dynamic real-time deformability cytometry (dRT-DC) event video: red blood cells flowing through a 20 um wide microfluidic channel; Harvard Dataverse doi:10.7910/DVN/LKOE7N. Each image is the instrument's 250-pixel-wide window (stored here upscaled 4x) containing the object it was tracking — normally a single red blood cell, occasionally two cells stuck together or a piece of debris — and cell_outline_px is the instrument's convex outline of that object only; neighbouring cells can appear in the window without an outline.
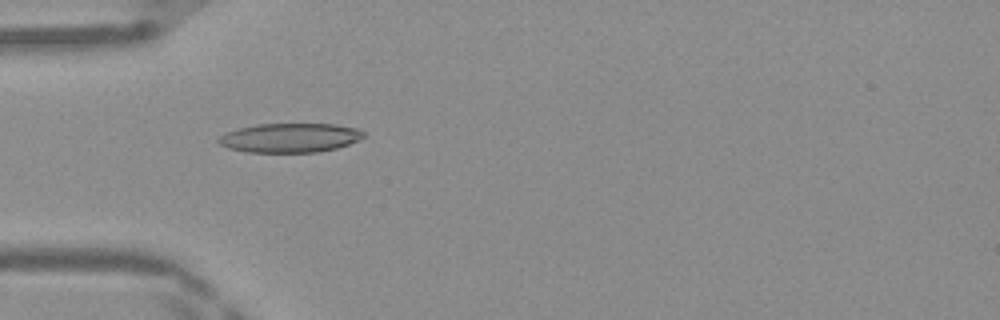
{"species": "Egyptian fruit bat (a non-hibernating species)", "species_latin": "Rousettus aegyptiacus", "temperature_condition": "warm", "stored_images_in_passage": 48, "camera_frame_rate_fps": 3000, "um_per_image_px": 0.085, "frame": {"image": 1, "passage_image": 15, "time_ms": 4.667, "image_size_px": [1000, 320], "cell_outline_px": [[364, 136], [348, 144], [336, 148], [316, 152], [248, 152], [228, 148], [220, 144], [216, 140], [220, 136], [228, 132], [240, 128], [256, 124], [336, 124], [360, 128], [364, 132]], "centroid_in_image_um": [24.66, 11.7], "position_along_channel_um": 60.3, "area_um2": 24.57}}
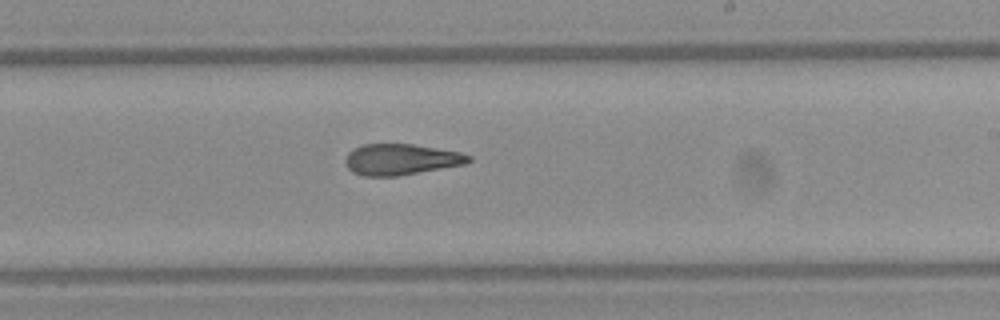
{"frame": {"image": 2, "passage_image": 29, "time_ms": 9.333, "image_size_px": [1000, 320], "cell_outline_px": [[472, 160], [464, 164], [396, 176], [364, 176], [352, 172], [348, 168], [344, 160], [348, 152], [352, 148], [364, 144], [412, 144], [460, 152], [472, 156]], "centroid_in_image_um": [34.04, 13.54], "position_along_channel_um": 255.0, "area_um2": 22.2}}
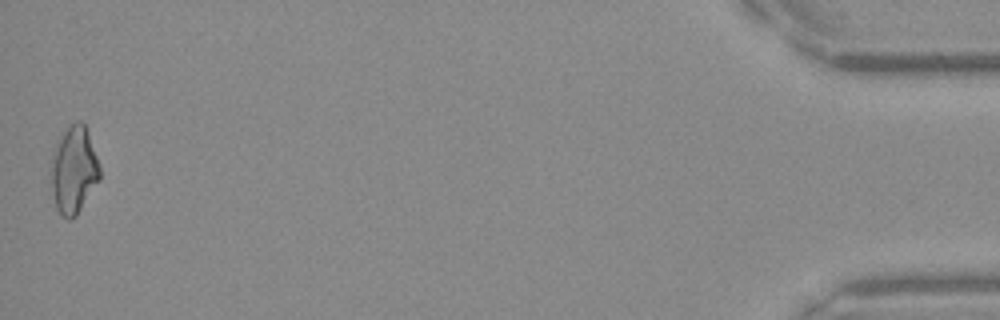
{"frame": {"image": 3, "passage_image": 48, "time_ms": 15.667, "image_size_px": [1000, 320], "cell_outline_px": [[100, 180], [76, 216], [68, 220], [56, 208], [52, 188], [52, 156], [56, 140], [68, 124], [76, 120], [80, 120], [84, 124], [88, 132], [100, 164]], "centroid_in_image_um": [6.29, 14.39], "position_along_channel_um": 428.9, "area_um2": 24.91}, "authors_computed_cell_mechanics": {"area_um2": 23.3801, "velocity_mm_per_s": 4.2182, "shape_relaxation_time_tau1_ms": null, "shape_relaxation_time_tau2_ms": 3.5336, "deformation_change_tau1": null, "deformation_change_tau2": 0.1302}}